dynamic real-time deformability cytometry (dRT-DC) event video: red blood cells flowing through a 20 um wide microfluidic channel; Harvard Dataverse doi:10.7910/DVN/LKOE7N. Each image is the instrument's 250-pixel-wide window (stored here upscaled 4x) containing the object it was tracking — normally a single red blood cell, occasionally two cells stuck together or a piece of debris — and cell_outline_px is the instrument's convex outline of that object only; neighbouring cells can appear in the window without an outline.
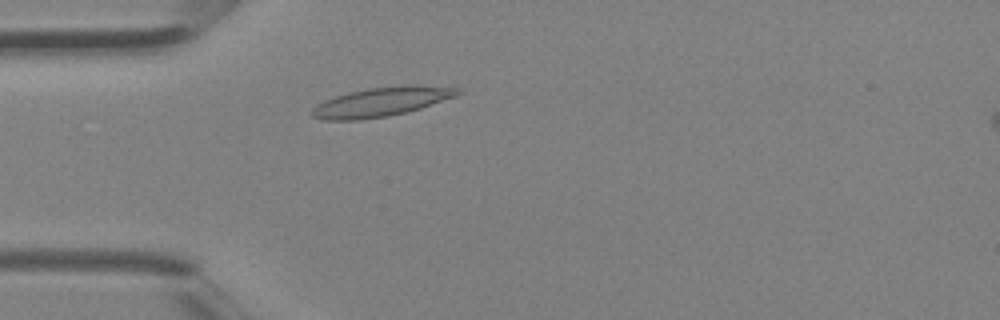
{"species": "Egyptian fruit bat (a non-hibernating species)", "species_latin": "Rousettus aegyptiacus", "temperature_condition": "room temperature", "stored_images_in_passage": 2, "camera_frame_rate_fps": 3000, "um_per_image_px": 0.085, "animal": {"sex": "female"}, "frame": {"image": 1, "passage_image": 1, "time_ms": 0.0, "image_size_px": [1000, 320], "cell_outline_px": [[464, 92], [456, 96], [408, 112], [388, 116], [360, 120], [320, 120], [312, 116], [312, 108], [316, 104], [324, 100], [348, 92], [368, 88], [400, 84], [416, 84], [460, 88]], "centroid_in_image_um": [32.44, 8.64], "position_along_channel_um": 52.6, "area_um2": 25.2}}